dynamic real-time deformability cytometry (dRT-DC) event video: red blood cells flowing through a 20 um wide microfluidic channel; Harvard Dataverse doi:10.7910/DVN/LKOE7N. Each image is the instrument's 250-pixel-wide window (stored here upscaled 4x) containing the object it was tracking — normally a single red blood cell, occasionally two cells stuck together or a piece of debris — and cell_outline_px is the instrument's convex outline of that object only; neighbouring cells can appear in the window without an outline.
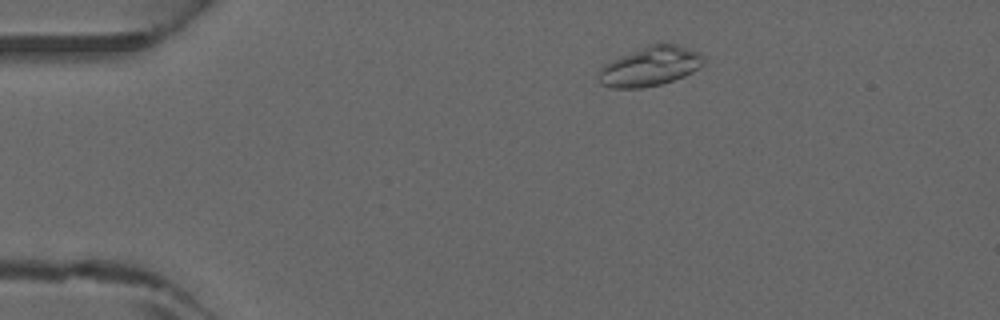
{"species": "common noctule bat (a hibernating species)", "species_latin": "Nyctalus noctula", "temperature_condition": "warm", "stored_images_in_passage": 4, "camera_frame_rate_fps": 3000, "um_per_image_px": 0.085, "animal": {"sex": "male", "forearm_length_mm": 52.5}, "frame": {"image": 1, "passage_image": 1, "time_ms": 0.0, "image_size_px": [1000, 320], "cell_outline_px": [[704, 64], [700, 68], [684, 76], [660, 84], [640, 88], [612, 88], [600, 84], [596, 72], [604, 64], [620, 56], [648, 44], [676, 44], [700, 52], [704, 56]], "centroid_in_image_um": [55.25, 5.64], "position_along_channel_um": 29.8, "area_um2": 24.28}}
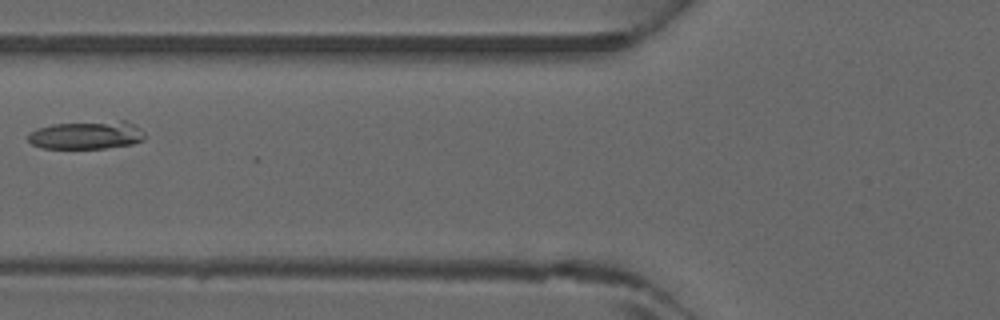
{"frame": {"image": 2, "passage_image": 4, "time_ms": 1.0, "image_size_px": [1000, 320], "cell_outline_px": [[144, 140], [132, 144], [104, 148], [40, 148], [32, 144], [28, 140], [28, 132], [36, 128], [52, 124], [120, 120], [128, 120], [136, 124], [144, 132]], "centroid_in_image_um": [7.38, 11.46], "position_along_channel_um": 118.4, "area_um2": 19.42}}